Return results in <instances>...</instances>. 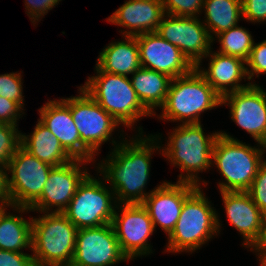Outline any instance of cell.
Here are the masks:
<instances>
[{"mask_svg":"<svg viewBox=\"0 0 266 266\" xmlns=\"http://www.w3.org/2000/svg\"><path fill=\"white\" fill-rule=\"evenodd\" d=\"M156 137L136 138L131 143L124 140L120 144L112 140L115 146L113 152L105 163L99 164L98 170L102 172L100 174H103L104 180L110 182L118 205L142 204L150 194L144 193V187L150 175L151 155L155 149L161 148L155 142Z\"/></svg>","mask_w":266,"mask_h":266,"instance_id":"1","label":"cell"},{"mask_svg":"<svg viewBox=\"0 0 266 266\" xmlns=\"http://www.w3.org/2000/svg\"><path fill=\"white\" fill-rule=\"evenodd\" d=\"M222 105L221 96L210 86L199 70L171 80L160 118L182 124L200 123V113ZM185 120V121H184Z\"/></svg>","mask_w":266,"mask_h":266,"instance_id":"2","label":"cell"},{"mask_svg":"<svg viewBox=\"0 0 266 266\" xmlns=\"http://www.w3.org/2000/svg\"><path fill=\"white\" fill-rule=\"evenodd\" d=\"M220 133L205 136L201 123H184L173 129L169 143L162 152L172 165L179 166L182 172L186 171V175H179L178 182L200 186L197 174L213 165V148Z\"/></svg>","mask_w":266,"mask_h":266,"instance_id":"3","label":"cell"},{"mask_svg":"<svg viewBox=\"0 0 266 266\" xmlns=\"http://www.w3.org/2000/svg\"><path fill=\"white\" fill-rule=\"evenodd\" d=\"M255 148L221 132L215 141L212 163L217 166L225 181L219 183L220 192L247 191L264 163L265 145Z\"/></svg>","mask_w":266,"mask_h":266,"instance_id":"4","label":"cell"},{"mask_svg":"<svg viewBox=\"0 0 266 266\" xmlns=\"http://www.w3.org/2000/svg\"><path fill=\"white\" fill-rule=\"evenodd\" d=\"M198 186L184 201L175 228L168 236V252H193L220 229L215 209Z\"/></svg>","mask_w":266,"mask_h":266,"instance_id":"5","label":"cell"},{"mask_svg":"<svg viewBox=\"0 0 266 266\" xmlns=\"http://www.w3.org/2000/svg\"><path fill=\"white\" fill-rule=\"evenodd\" d=\"M95 67L98 75L89 77L81 88L119 124L131 127L142 116H152L139 101L128 76L110 74Z\"/></svg>","mask_w":266,"mask_h":266,"instance_id":"6","label":"cell"},{"mask_svg":"<svg viewBox=\"0 0 266 266\" xmlns=\"http://www.w3.org/2000/svg\"><path fill=\"white\" fill-rule=\"evenodd\" d=\"M31 219L34 263L70 265L78 229L63 213L50 211Z\"/></svg>","mask_w":266,"mask_h":266,"instance_id":"7","label":"cell"},{"mask_svg":"<svg viewBox=\"0 0 266 266\" xmlns=\"http://www.w3.org/2000/svg\"><path fill=\"white\" fill-rule=\"evenodd\" d=\"M109 189L102 181L88 174L62 213L77 229L111 223L118 205H112L111 201H114L115 194L111 188Z\"/></svg>","mask_w":266,"mask_h":266,"instance_id":"8","label":"cell"},{"mask_svg":"<svg viewBox=\"0 0 266 266\" xmlns=\"http://www.w3.org/2000/svg\"><path fill=\"white\" fill-rule=\"evenodd\" d=\"M52 168L20 145L7 167L10 206L30 207L41 196Z\"/></svg>","mask_w":266,"mask_h":266,"instance_id":"9","label":"cell"},{"mask_svg":"<svg viewBox=\"0 0 266 266\" xmlns=\"http://www.w3.org/2000/svg\"><path fill=\"white\" fill-rule=\"evenodd\" d=\"M80 95L61 100L70 108L81 143L93 154L112 136L119 123L81 87Z\"/></svg>","mask_w":266,"mask_h":266,"instance_id":"10","label":"cell"},{"mask_svg":"<svg viewBox=\"0 0 266 266\" xmlns=\"http://www.w3.org/2000/svg\"><path fill=\"white\" fill-rule=\"evenodd\" d=\"M166 16V19L162 18L156 33L178 47L194 67L200 66L202 58L208 57L214 40L206 26L198 17Z\"/></svg>","mask_w":266,"mask_h":266,"instance_id":"11","label":"cell"},{"mask_svg":"<svg viewBox=\"0 0 266 266\" xmlns=\"http://www.w3.org/2000/svg\"><path fill=\"white\" fill-rule=\"evenodd\" d=\"M85 162L89 161L73 159L67 164L53 167L48 174L41 196L30 207H11L23 213L26 210L48 212L56 206L53 212L62 213L69 206L80 183L89 174L87 170L82 171L80 168L82 164H86Z\"/></svg>","mask_w":266,"mask_h":266,"instance_id":"12","label":"cell"},{"mask_svg":"<svg viewBox=\"0 0 266 266\" xmlns=\"http://www.w3.org/2000/svg\"><path fill=\"white\" fill-rule=\"evenodd\" d=\"M128 258L122 253L111 223L78 229L70 266H112Z\"/></svg>","mask_w":266,"mask_h":266,"instance_id":"13","label":"cell"},{"mask_svg":"<svg viewBox=\"0 0 266 266\" xmlns=\"http://www.w3.org/2000/svg\"><path fill=\"white\" fill-rule=\"evenodd\" d=\"M119 207L122 213L119 216L115 210L111 225L122 253L128 260L152 253L148 238L154 227L148 210L142 204H120Z\"/></svg>","mask_w":266,"mask_h":266,"instance_id":"14","label":"cell"},{"mask_svg":"<svg viewBox=\"0 0 266 266\" xmlns=\"http://www.w3.org/2000/svg\"><path fill=\"white\" fill-rule=\"evenodd\" d=\"M228 102V104H227ZM229 105L231 119L259 145L266 146V91L257 84L231 92L222 97V105Z\"/></svg>","mask_w":266,"mask_h":266,"instance_id":"15","label":"cell"},{"mask_svg":"<svg viewBox=\"0 0 266 266\" xmlns=\"http://www.w3.org/2000/svg\"><path fill=\"white\" fill-rule=\"evenodd\" d=\"M136 38L141 67L163 73L172 79L194 68L178 47L156 32L140 34Z\"/></svg>","mask_w":266,"mask_h":266,"instance_id":"16","label":"cell"},{"mask_svg":"<svg viewBox=\"0 0 266 266\" xmlns=\"http://www.w3.org/2000/svg\"><path fill=\"white\" fill-rule=\"evenodd\" d=\"M197 187L187 182H163L150 191L142 205L148 210L154 229L158 224L169 236L180 217L185 199Z\"/></svg>","mask_w":266,"mask_h":266,"instance_id":"17","label":"cell"},{"mask_svg":"<svg viewBox=\"0 0 266 266\" xmlns=\"http://www.w3.org/2000/svg\"><path fill=\"white\" fill-rule=\"evenodd\" d=\"M228 221L243 235L244 244L255 249L264 231V214L246 191L221 192Z\"/></svg>","mask_w":266,"mask_h":266,"instance_id":"18","label":"cell"},{"mask_svg":"<svg viewBox=\"0 0 266 266\" xmlns=\"http://www.w3.org/2000/svg\"><path fill=\"white\" fill-rule=\"evenodd\" d=\"M39 121L58 138L62 147L74 158L92 161L94 155L81 143L70 108L60 100H50L39 109Z\"/></svg>","mask_w":266,"mask_h":266,"instance_id":"19","label":"cell"},{"mask_svg":"<svg viewBox=\"0 0 266 266\" xmlns=\"http://www.w3.org/2000/svg\"><path fill=\"white\" fill-rule=\"evenodd\" d=\"M161 0H128L120 6L107 20L129 30L122 32L125 36H137L156 32L165 16Z\"/></svg>","mask_w":266,"mask_h":266,"instance_id":"20","label":"cell"},{"mask_svg":"<svg viewBox=\"0 0 266 266\" xmlns=\"http://www.w3.org/2000/svg\"><path fill=\"white\" fill-rule=\"evenodd\" d=\"M211 52L208 54L211 58L209 59L211 61L208 70H202L200 66H196V68L221 98L228 93L245 89L253 84H238L247 76L246 61L238 57L221 54L218 51L212 54Z\"/></svg>","mask_w":266,"mask_h":266,"instance_id":"21","label":"cell"},{"mask_svg":"<svg viewBox=\"0 0 266 266\" xmlns=\"http://www.w3.org/2000/svg\"><path fill=\"white\" fill-rule=\"evenodd\" d=\"M126 41L111 42L100 52L96 65L110 74L127 76L141 67L136 36H125Z\"/></svg>","mask_w":266,"mask_h":266,"instance_id":"22","label":"cell"},{"mask_svg":"<svg viewBox=\"0 0 266 266\" xmlns=\"http://www.w3.org/2000/svg\"><path fill=\"white\" fill-rule=\"evenodd\" d=\"M31 135L21 133V146L42 162L53 167L69 163L74 158L62 147L58 138L37 121Z\"/></svg>","mask_w":266,"mask_h":266,"instance_id":"23","label":"cell"},{"mask_svg":"<svg viewBox=\"0 0 266 266\" xmlns=\"http://www.w3.org/2000/svg\"><path fill=\"white\" fill-rule=\"evenodd\" d=\"M130 81L143 107L153 115L165 102L172 78L143 67L137 69Z\"/></svg>","mask_w":266,"mask_h":266,"instance_id":"24","label":"cell"},{"mask_svg":"<svg viewBox=\"0 0 266 266\" xmlns=\"http://www.w3.org/2000/svg\"><path fill=\"white\" fill-rule=\"evenodd\" d=\"M5 207V208H4ZM6 206L0 205V249L23 253L20 250L32 243V219L8 214Z\"/></svg>","mask_w":266,"mask_h":266,"instance_id":"25","label":"cell"},{"mask_svg":"<svg viewBox=\"0 0 266 266\" xmlns=\"http://www.w3.org/2000/svg\"><path fill=\"white\" fill-rule=\"evenodd\" d=\"M206 28L212 34H218L237 25L242 16L241 0H204Z\"/></svg>","mask_w":266,"mask_h":266,"instance_id":"26","label":"cell"},{"mask_svg":"<svg viewBox=\"0 0 266 266\" xmlns=\"http://www.w3.org/2000/svg\"><path fill=\"white\" fill-rule=\"evenodd\" d=\"M220 42L219 53L247 61L254 45L248 30L238 25L216 36Z\"/></svg>","mask_w":266,"mask_h":266,"instance_id":"27","label":"cell"},{"mask_svg":"<svg viewBox=\"0 0 266 266\" xmlns=\"http://www.w3.org/2000/svg\"><path fill=\"white\" fill-rule=\"evenodd\" d=\"M10 124H3L0 127V164L7 166L21 144V133Z\"/></svg>","mask_w":266,"mask_h":266,"instance_id":"28","label":"cell"},{"mask_svg":"<svg viewBox=\"0 0 266 266\" xmlns=\"http://www.w3.org/2000/svg\"><path fill=\"white\" fill-rule=\"evenodd\" d=\"M165 14L180 17H197L203 10L204 0H161Z\"/></svg>","mask_w":266,"mask_h":266,"instance_id":"29","label":"cell"},{"mask_svg":"<svg viewBox=\"0 0 266 266\" xmlns=\"http://www.w3.org/2000/svg\"><path fill=\"white\" fill-rule=\"evenodd\" d=\"M22 77L20 73L0 75V96L17 102L23 108Z\"/></svg>","mask_w":266,"mask_h":266,"instance_id":"30","label":"cell"},{"mask_svg":"<svg viewBox=\"0 0 266 266\" xmlns=\"http://www.w3.org/2000/svg\"><path fill=\"white\" fill-rule=\"evenodd\" d=\"M261 212L266 214V160L258 168L252 185L246 191Z\"/></svg>","mask_w":266,"mask_h":266,"instance_id":"31","label":"cell"},{"mask_svg":"<svg viewBox=\"0 0 266 266\" xmlns=\"http://www.w3.org/2000/svg\"><path fill=\"white\" fill-rule=\"evenodd\" d=\"M247 79L251 80L254 74H266V40L258 44H254L249 58L246 61Z\"/></svg>","mask_w":266,"mask_h":266,"instance_id":"32","label":"cell"},{"mask_svg":"<svg viewBox=\"0 0 266 266\" xmlns=\"http://www.w3.org/2000/svg\"><path fill=\"white\" fill-rule=\"evenodd\" d=\"M242 16L251 22L266 21V0H241Z\"/></svg>","mask_w":266,"mask_h":266,"instance_id":"33","label":"cell"},{"mask_svg":"<svg viewBox=\"0 0 266 266\" xmlns=\"http://www.w3.org/2000/svg\"><path fill=\"white\" fill-rule=\"evenodd\" d=\"M22 107L15 101L0 96V121L3 124L17 126L18 117L22 114Z\"/></svg>","mask_w":266,"mask_h":266,"instance_id":"34","label":"cell"},{"mask_svg":"<svg viewBox=\"0 0 266 266\" xmlns=\"http://www.w3.org/2000/svg\"><path fill=\"white\" fill-rule=\"evenodd\" d=\"M0 266H34L33 255L0 249Z\"/></svg>","mask_w":266,"mask_h":266,"instance_id":"35","label":"cell"},{"mask_svg":"<svg viewBox=\"0 0 266 266\" xmlns=\"http://www.w3.org/2000/svg\"><path fill=\"white\" fill-rule=\"evenodd\" d=\"M61 0H26L25 7L29 17L33 20L32 23L36 24L35 21H39L40 16H44L55 7Z\"/></svg>","mask_w":266,"mask_h":266,"instance_id":"36","label":"cell"},{"mask_svg":"<svg viewBox=\"0 0 266 266\" xmlns=\"http://www.w3.org/2000/svg\"><path fill=\"white\" fill-rule=\"evenodd\" d=\"M7 166L0 164V203L3 206H10V193L8 188Z\"/></svg>","mask_w":266,"mask_h":266,"instance_id":"37","label":"cell"},{"mask_svg":"<svg viewBox=\"0 0 266 266\" xmlns=\"http://www.w3.org/2000/svg\"><path fill=\"white\" fill-rule=\"evenodd\" d=\"M255 252H258L257 254L261 262V266H266V214L264 215V231L261 238L260 244L253 249Z\"/></svg>","mask_w":266,"mask_h":266,"instance_id":"38","label":"cell"},{"mask_svg":"<svg viewBox=\"0 0 266 266\" xmlns=\"http://www.w3.org/2000/svg\"><path fill=\"white\" fill-rule=\"evenodd\" d=\"M34 266H70V265H54V264H38V263H34Z\"/></svg>","mask_w":266,"mask_h":266,"instance_id":"39","label":"cell"}]
</instances>
